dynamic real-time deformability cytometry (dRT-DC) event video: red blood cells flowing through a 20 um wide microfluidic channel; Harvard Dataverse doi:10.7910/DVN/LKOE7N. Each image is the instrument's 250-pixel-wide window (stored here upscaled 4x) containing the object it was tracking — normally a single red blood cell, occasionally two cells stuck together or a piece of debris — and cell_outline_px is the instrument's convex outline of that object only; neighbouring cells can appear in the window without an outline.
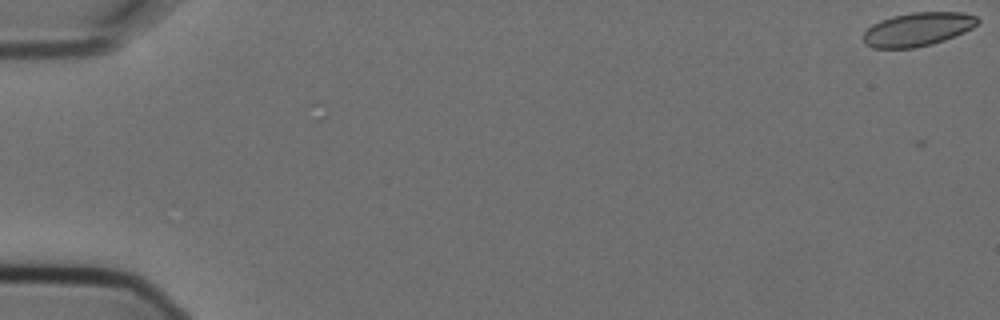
{"species": "Egyptian fruit bat (a non-hibernating species)", "species_latin": "Rousettus aegyptiacus", "temperature_condition": "cold", "stored_images_in_passage": 3, "camera_frame_rate_fps": 3000, "um_per_image_px": 0.085, "animal": {"sex": "female"}, "frame": {"image": 1, "passage_image": 1, "time_ms": 0.0, "image_size_px": [1000, 320], "cell_outline_px": [[980, 20], [972, 28], [964, 32], [944, 40], [932, 44], [916, 48], [872, 48], [864, 44], [864, 32], [872, 24], [880, 20], [892, 16], [912, 12], [964, 12], [976, 16]], "centroid_in_image_um": [77.99, 2.49], "position_along_channel_um": 7.0, "area_um2": 22.48}}
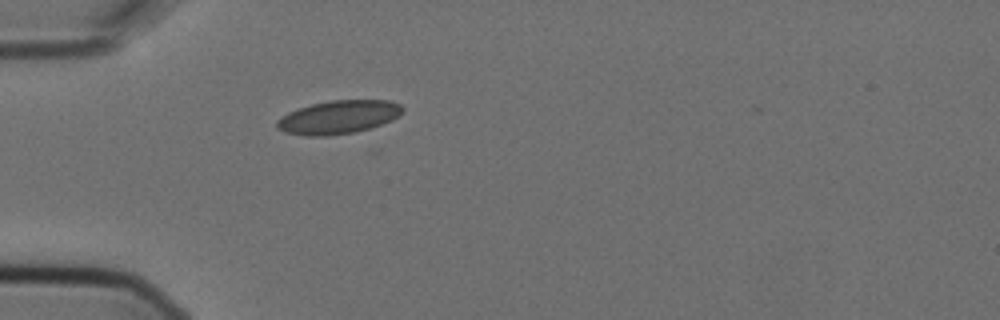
{"frame": {"image": 2, "passage_image": 3, "time_ms": 0.667, "image_size_px": [1000, 320], "cell_outline_px": [[404, 108], [392, 120], [368, 128], [352, 132], [328, 136], [304, 136], [284, 132], [276, 128], [276, 120], [288, 112], [312, 104], [332, 100], [392, 100], [400, 104]], "centroid_in_image_um": [28.72, 9.95], "position_along_channel_um": 56.3, "area_um2": 24.28}}